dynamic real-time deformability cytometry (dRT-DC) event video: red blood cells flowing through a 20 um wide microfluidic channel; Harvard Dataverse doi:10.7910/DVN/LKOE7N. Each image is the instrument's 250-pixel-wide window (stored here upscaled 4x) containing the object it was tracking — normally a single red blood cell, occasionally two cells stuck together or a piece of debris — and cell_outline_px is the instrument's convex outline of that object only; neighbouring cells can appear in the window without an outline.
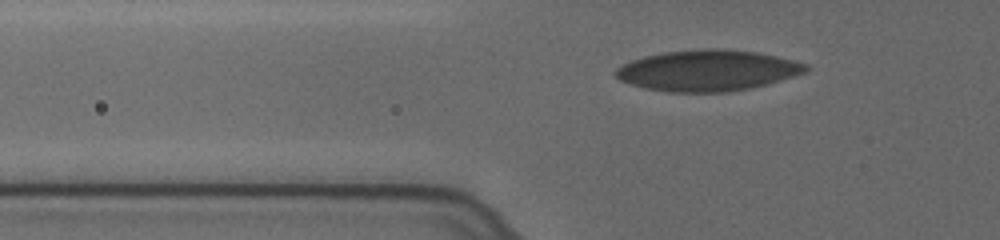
{"species": "human", "species_latin": "Homo sapiens", "temperature_condition": "cold", "stored_images_in_passage": 40, "camera_frame_rate_fps": 3000, "um_per_image_px": 0.085, "donor": {"sex": "female"}, "frame": {"image": 1, "passage_image": 9, "time_ms": 2.667, "image_size_px": [1000, 240], "cell_outline_px": [[808, 68], [804, 72], [768, 84], [748, 88], [724, 92], [668, 92], [644, 88], [620, 80], [616, 76], [616, 68], [632, 60], [644, 56], [664, 52], [700, 48], [724, 48], [756, 52], [776, 56], [808, 64]], "centroid_in_image_um": [60.13, 5.98], "position_along_channel_um": 65.7, "area_um2": 45.2}}
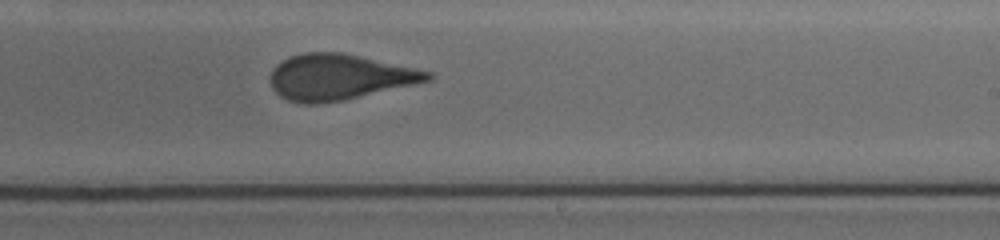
{"frame": {"image": 2, "passage_image": 26, "time_ms": 8.333, "image_size_px": [1000, 240], "cell_outline_px": [[436, 76], [432, 80], [416, 84], [344, 100], [316, 104], [304, 104], [288, 100], [280, 96], [272, 88], [272, 72], [276, 64], [292, 56], [304, 52], [340, 52], [416, 68], [432, 72]], "centroid_in_image_um": [28.88, 6.56], "position_along_channel_um": 260.1, "area_um2": 41.73}}
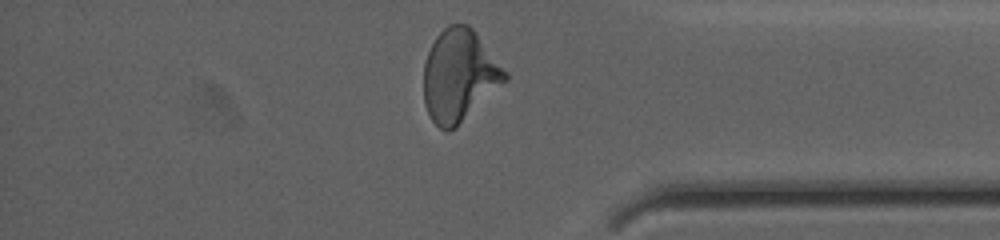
{"frame": {"image": 3, "passage_image": 38, "time_ms": 12.333, "image_size_px": [1000, 240], "cell_outline_px": [[508, 80], [456, 128], [448, 132], [440, 128], [432, 120], [424, 104], [424, 64], [428, 52], [436, 36], [448, 24], [468, 24], [472, 28], [508, 72]], "centroid_in_image_um": [39.05, 6.44], "position_along_channel_um": 396.1, "area_um2": 43.7}, "authors_computed_cell_mechanics": {"area_um2": 43.0899, "velocity_mm_per_s": 3.6334, "shape_relaxation_time_tau1_ms": 8.2662, "shape_relaxation_time_tau2_ms": 0.9419, "deformation_change_tau1": 0.191, "deformation_change_tau2": 0.0796}}